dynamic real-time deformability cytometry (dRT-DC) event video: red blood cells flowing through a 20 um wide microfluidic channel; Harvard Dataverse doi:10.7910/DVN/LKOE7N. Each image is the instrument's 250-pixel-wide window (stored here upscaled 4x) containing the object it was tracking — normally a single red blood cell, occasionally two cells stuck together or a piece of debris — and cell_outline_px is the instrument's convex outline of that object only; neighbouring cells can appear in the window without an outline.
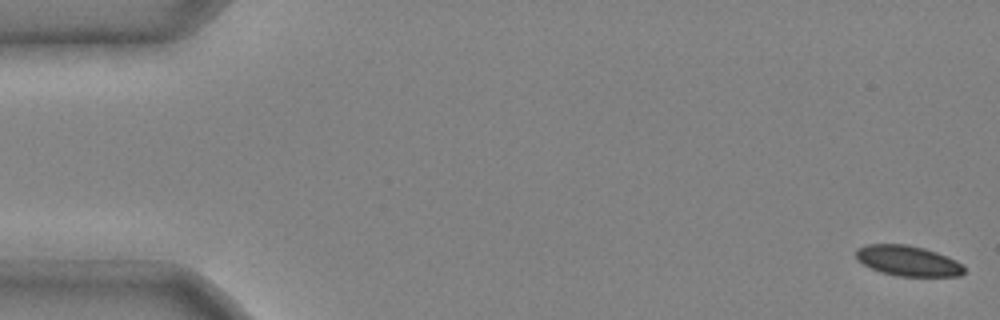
{"species": "common noctule bat (a hibernating species)", "species_latin": "Nyctalus noctula", "temperature_condition": "cold", "stored_images_in_passage": 4, "camera_frame_rate_fps": 3000, "um_per_image_px": 0.085, "animal": {"sex": "male", "body_mass_g": 20.4}, "frame": {"image": 1, "passage_image": 1, "time_ms": 0.0, "image_size_px": [1000, 320], "cell_outline_px": [[964, 272], [960, 276], [896, 276], [880, 272], [864, 264], [856, 256], [856, 248], [868, 244], [904, 244], [924, 248], [936, 252], [956, 260], [964, 264]], "centroid_in_image_um": [77.19, 22.17], "position_along_channel_um": 7.8, "area_um2": 19.07}}
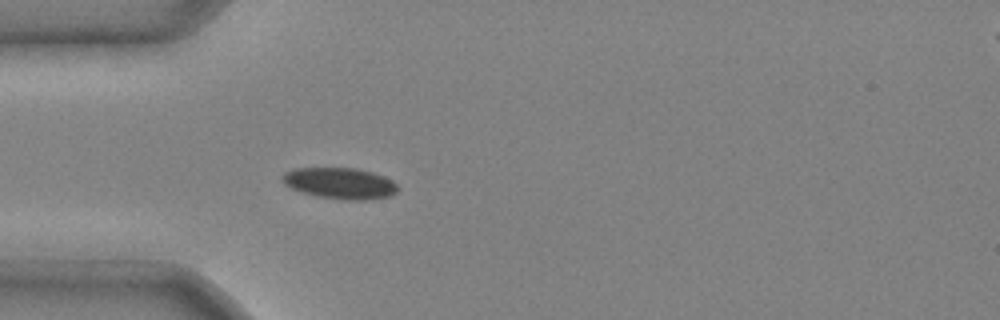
{"frame": {"image": 2, "passage_image": 4, "time_ms": 1.0, "image_size_px": [1000, 320], "cell_outline_px": [[400, 188], [392, 196], [368, 200], [348, 200], [316, 196], [300, 192], [284, 184], [280, 180], [280, 176], [284, 172], [292, 168], [356, 168], [372, 172], [384, 176], [392, 180]], "centroid_in_image_um": [28.88, 15.58], "position_along_channel_um": 56.1, "area_um2": 21.33}}